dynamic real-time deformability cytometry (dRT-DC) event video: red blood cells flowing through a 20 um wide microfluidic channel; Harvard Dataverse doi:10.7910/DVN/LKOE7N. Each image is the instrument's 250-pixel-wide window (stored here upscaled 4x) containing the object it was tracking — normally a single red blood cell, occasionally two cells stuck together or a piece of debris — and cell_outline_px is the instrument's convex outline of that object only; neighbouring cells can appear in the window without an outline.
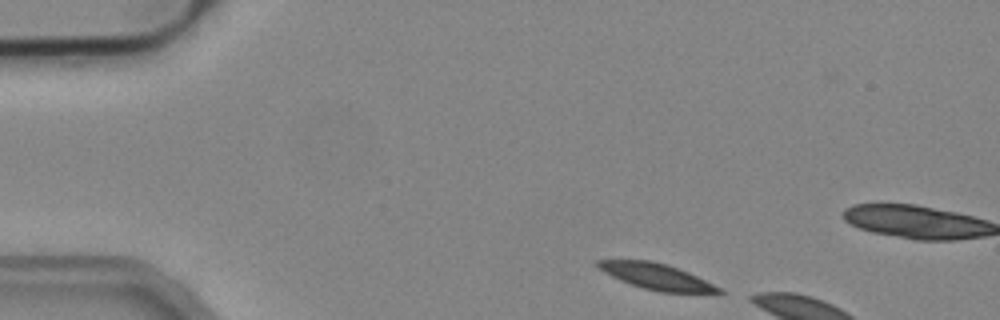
{"species": "common noctule bat (a hibernating species)", "species_latin": "Nyctalus noctula", "temperature_condition": "cold", "stored_images_in_passage": 4, "segment_of_instrument_passage": [2, 2], "camera_frame_rate_fps": 3000, "um_per_image_px": 0.085, "animal": {"sex": "male", "body_mass_g": 19.2, "forearm_length_mm": 51.8}, "frame": {"image": 1, "passage_image": 4, "time_ms": 1.0, "image_size_px": [1000, 320], "cell_outline_px": [[728, 292], [660, 292], [644, 288], [620, 280], [604, 272], [592, 264], [596, 260], [652, 260], [668, 264], [688, 272]], "centroid_in_image_um": [55.72, 23.47], "position_along_channel_um": 29.3, "area_um2": 18.09}}